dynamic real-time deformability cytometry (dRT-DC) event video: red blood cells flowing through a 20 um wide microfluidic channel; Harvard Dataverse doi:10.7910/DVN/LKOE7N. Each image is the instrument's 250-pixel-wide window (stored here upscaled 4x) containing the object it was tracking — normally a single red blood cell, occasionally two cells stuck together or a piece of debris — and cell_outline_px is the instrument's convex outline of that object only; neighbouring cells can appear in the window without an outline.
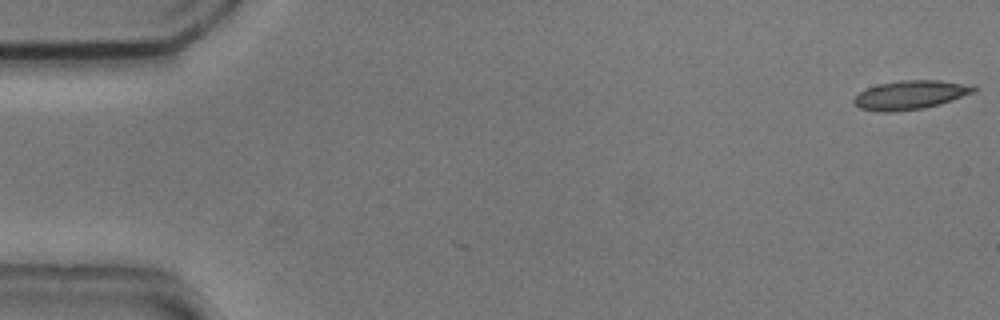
{"species": "common noctule bat (a hibernating species)", "species_latin": "Nyctalus noctula", "temperature_condition": "cold", "stored_images_in_passage": 2, "camera_frame_rate_fps": 3000, "um_per_image_px": 0.085, "animal": {"sex": "male", "body_mass_g": 20.5, "forearm_length_mm": 52.5}, "frame": {"image": 1, "passage_image": 1, "time_ms": 0.0, "image_size_px": [1000, 320], "cell_outline_px": [[976, 92], [940, 104], [924, 108], [896, 112], [876, 112], [860, 108], [852, 100], [860, 92], [876, 84], [900, 80], [940, 80], [972, 84], [976, 88]], "centroid_in_image_um": [77.4, 8.07], "position_along_channel_um": 7.6, "area_um2": 20.4}}